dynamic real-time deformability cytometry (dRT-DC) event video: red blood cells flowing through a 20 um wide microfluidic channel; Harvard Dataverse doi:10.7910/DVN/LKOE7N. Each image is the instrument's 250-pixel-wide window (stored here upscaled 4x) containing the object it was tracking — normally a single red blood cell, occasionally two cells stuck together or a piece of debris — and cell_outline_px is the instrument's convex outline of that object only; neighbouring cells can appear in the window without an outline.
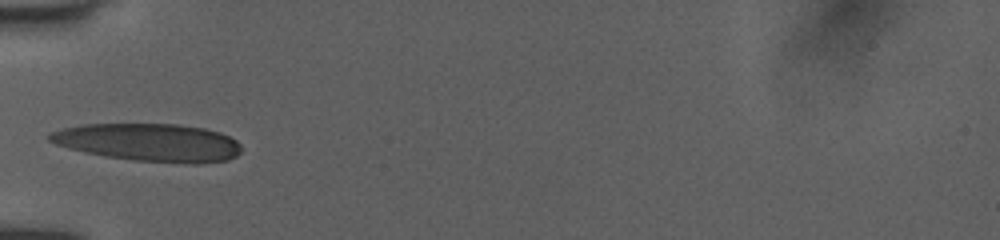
{"species": "human", "species_latin": "Homo sapiens", "temperature_condition": "room temperature", "stored_images_in_passage": 16, "camera_frame_rate_fps": 3000, "um_per_image_px": 0.085, "donor": {"sex": "female"}, "frame": {"image": 1, "passage_image": 1, "time_ms": 0.0, "image_size_px": [1000, 240], "cell_outline_px": [[240, 152], [236, 156], [228, 160], [196, 164], [192, 164], [136, 160], [104, 156], [84, 152], [68, 148], [56, 144], [48, 140], [48, 132], [64, 128], [84, 124], [176, 124], [204, 128], [220, 132], [236, 140], [240, 144]], "centroid_in_image_um": [12.67, 12.1], "position_along_channel_um": 72.3, "area_um2": 42.31}}
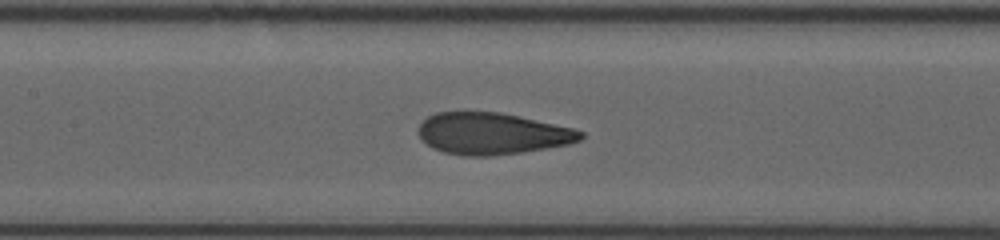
{"frame": {"image": 2, "passage_image": 9, "time_ms": 2.333, "image_size_px": [1000, 240], "cell_outline_px": [[584, 136], [580, 140], [568, 144], [520, 152], [492, 156], [464, 156], [444, 152], [432, 148], [416, 132], [420, 124], [428, 116], [436, 112], [500, 112], [520, 116], [572, 128], [584, 132]], "centroid_in_image_um": [41.81, 11.35], "position_along_channel_um": 165.6, "area_um2": 39.19}}
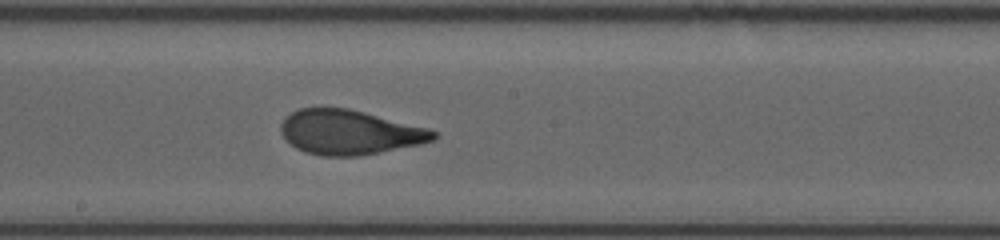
{"frame": {"image": 3, "passage_image": 13, "time_ms": 3.667, "image_size_px": [1000, 240], "cell_outline_px": [[436, 136], [432, 140], [420, 144], [360, 156], [320, 156], [304, 152], [296, 148], [280, 132], [280, 124], [284, 116], [300, 108], [348, 108], [428, 128], [436, 132]], "centroid_in_image_um": [29.67, 11.24], "position_along_channel_um": 218.5, "area_um2": 39.48}}